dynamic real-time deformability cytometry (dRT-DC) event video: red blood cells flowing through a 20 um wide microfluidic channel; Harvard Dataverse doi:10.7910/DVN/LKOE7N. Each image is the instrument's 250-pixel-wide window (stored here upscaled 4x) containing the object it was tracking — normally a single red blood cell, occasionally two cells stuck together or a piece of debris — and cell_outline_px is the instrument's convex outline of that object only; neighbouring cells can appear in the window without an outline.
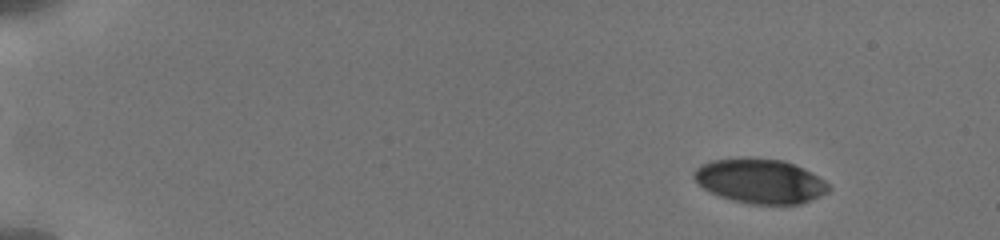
{"species": "human", "species_latin": "Homo sapiens", "temperature_condition": "cold", "stored_images_in_passage": 8, "camera_frame_rate_fps": 3000, "um_per_image_px": 0.085, "donor": {"sex": "male"}, "frame": {"image": 1, "passage_image": 4, "time_ms": 1.667, "image_size_px": [1000, 240], "cell_outline_px": [[832, 188], [828, 192], [820, 196], [800, 204], [752, 204], [720, 196], [704, 188], [692, 176], [692, 172], [700, 164], [712, 160], [784, 160], [804, 168], [824, 180]], "centroid_in_image_um": [64.65, 15.42], "position_along_channel_um": 20.4, "area_um2": 34.1}}
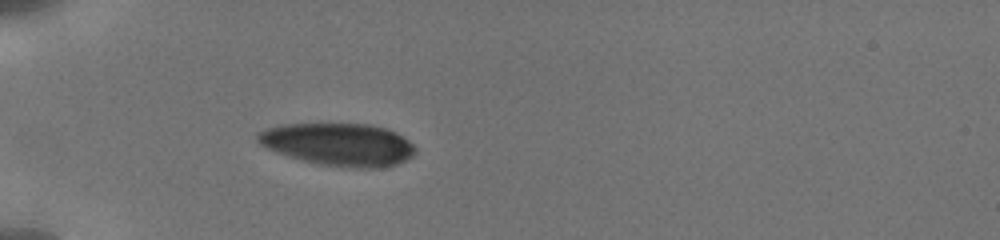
{"frame": {"image": 2, "passage_image": 8, "time_ms": 5.667, "image_size_px": [1000, 240], "cell_outline_px": [[416, 152], [412, 156], [396, 164], [384, 168], [356, 168], [320, 164], [288, 156], [264, 148], [256, 140], [256, 132], [280, 124], [372, 124], [388, 128], [404, 136], [416, 148]], "centroid_in_image_um": [28.78, 12.27], "position_along_channel_um": 56.2, "area_um2": 39.42}}